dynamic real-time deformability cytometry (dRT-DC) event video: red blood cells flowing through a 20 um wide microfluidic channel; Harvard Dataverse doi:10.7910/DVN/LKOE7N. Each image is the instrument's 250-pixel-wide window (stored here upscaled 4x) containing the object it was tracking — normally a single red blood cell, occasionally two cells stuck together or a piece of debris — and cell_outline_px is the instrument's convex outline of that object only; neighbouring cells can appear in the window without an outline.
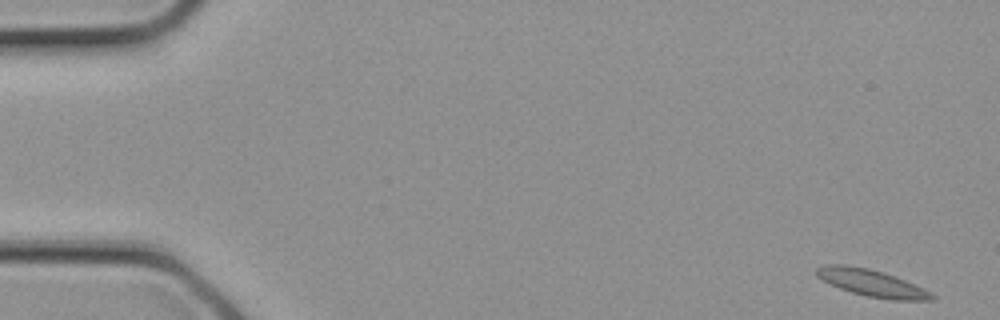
{"species": "common noctule bat (a hibernating species)", "species_latin": "Nyctalus noctula", "temperature_condition": "cold", "stored_images_in_passage": 17, "camera_frame_rate_fps": 3000, "um_per_image_px": 0.085, "animal": {"sex": "female", "body_mass_g": 21.9}, "frame": {"image": 1, "passage_image": 1, "time_ms": 0.0, "image_size_px": [1000, 320], "cell_outline_px": [[936, 300], [892, 300], [868, 296], [852, 292], [840, 288], [816, 276], [816, 268], [824, 264], [844, 264], [868, 268], [884, 272], [896, 276], [936, 296]], "centroid_in_image_um": [74.07, 24.04], "position_along_channel_um": 10.9, "area_um2": 17.8}}
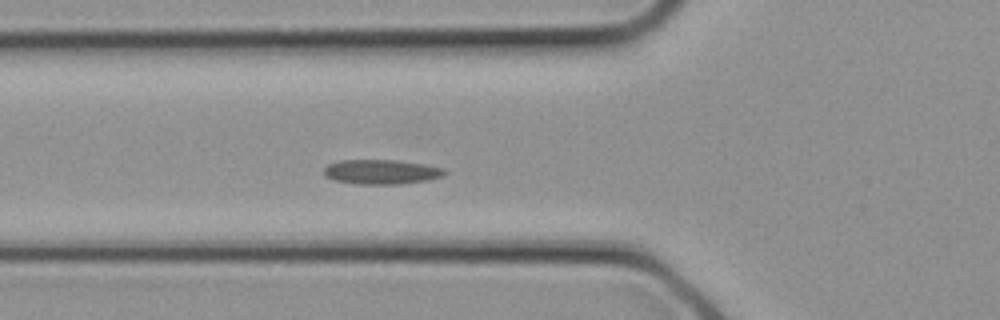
{"frame": {"image": 2, "passage_image": 10, "time_ms": 3.0, "image_size_px": [1000, 320], "cell_outline_px": [[448, 172], [440, 176], [428, 180], [400, 184], [360, 184], [336, 180], [324, 176], [324, 168], [328, 164], [340, 160], [396, 160], [424, 164], [444, 168]], "centroid_in_image_um": [32.42, 14.6], "position_along_channel_um": 93.4, "area_um2": 17.22}}
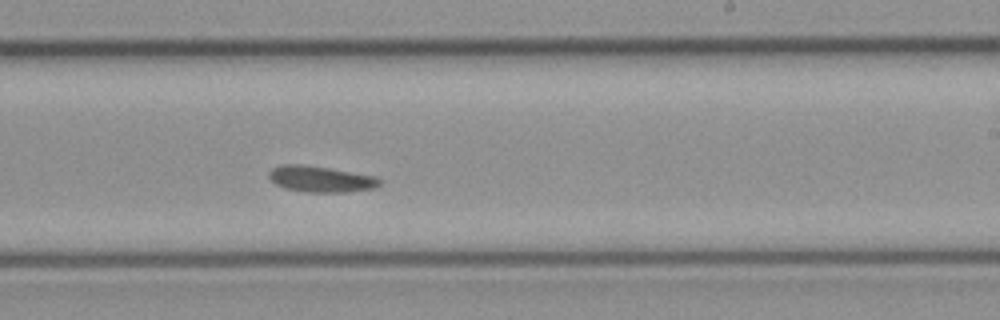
{"frame": {"image": 3, "passage_image": 17, "time_ms": 5.333, "image_size_px": [1000, 320], "cell_outline_px": [[384, 180], [376, 188], [344, 192], [308, 192], [284, 188], [276, 184], [268, 176], [268, 172], [272, 168], [280, 164], [300, 164], [328, 168], [376, 176]], "centroid_in_image_um": [27.28, 15.22], "position_along_channel_um": 261.7, "area_um2": 16.88}}